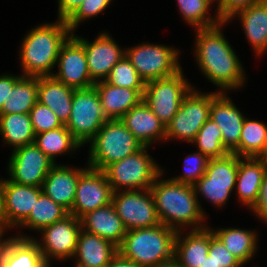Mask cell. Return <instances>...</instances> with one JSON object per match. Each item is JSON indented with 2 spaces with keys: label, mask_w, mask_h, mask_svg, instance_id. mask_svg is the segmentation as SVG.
<instances>
[{
  "label": "cell",
  "mask_w": 267,
  "mask_h": 267,
  "mask_svg": "<svg viewBox=\"0 0 267 267\" xmlns=\"http://www.w3.org/2000/svg\"><path fill=\"white\" fill-rule=\"evenodd\" d=\"M219 25L196 29L195 58L202 74L216 87L219 92L235 90L244 86L246 81L243 65L229 44Z\"/></svg>",
  "instance_id": "cell-1"
},
{
  "label": "cell",
  "mask_w": 267,
  "mask_h": 267,
  "mask_svg": "<svg viewBox=\"0 0 267 267\" xmlns=\"http://www.w3.org/2000/svg\"><path fill=\"white\" fill-rule=\"evenodd\" d=\"M163 172L164 170L150 188L160 223L183 232L187 226L193 227L192 230L208 227L203 223L206 220L205 212L198 201L194 186L182 184L171 178L163 180Z\"/></svg>",
  "instance_id": "cell-2"
},
{
  "label": "cell",
  "mask_w": 267,
  "mask_h": 267,
  "mask_svg": "<svg viewBox=\"0 0 267 267\" xmlns=\"http://www.w3.org/2000/svg\"><path fill=\"white\" fill-rule=\"evenodd\" d=\"M72 35L67 23L59 20L30 30L22 40L20 62L23 76H52L61 46Z\"/></svg>",
  "instance_id": "cell-3"
},
{
  "label": "cell",
  "mask_w": 267,
  "mask_h": 267,
  "mask_svg": "<svg viewBox=\"0 0 267 267\" xmlns=\"http://www.w3.org/2000/svg\"><path fill=\"white\" fill-rule=\"evenodd\" d=\"M177 233L163 224L130 230L118 252L139 267H163L175 258Z\"/></svg>",
  "instance_id": "cell-4"
},
{
  "label": "cell",
  "mask_w": 267,
  "mask_h": 267,
  "mask_svg": "<svg viewBox=\"0 0 267 267\" xmlns=\"http://www.w3.org/2000/svg\"><path fill=\"white\" fill-rule=\"evenodd\" d=\"M88 143L90 149L87 166L99 170L144 147L120 119H108Z\"/></svg>",
  "instance_id": "cell-5"
},
{
  "label": "cell",
  "mask_w": 267,
  "mask_h": 267,
  "mask_svg": "<svg viewBox=\"0 0 267 267\" xmlns=\"http://www.w3.org/2000/svg\"><path fill=\"white\" fill-rule=\"evenodd\" d=\"M148 146L133 155L107 165L103 172L113 192L150 189L163 168L149 155Z\"/></svg>",
  "instance_id": "cell-6"
},
{
  "label": "cell",
  "mask_w": 267,
  "mask_h": 267,
  "mask_svg": "<svg viewBox=\"0 0 267 267\" xmlns=\"http://www.w3.org/2000/svg\"><path fill=\"white\" fill-rule=\"evenodd\" d=\"M125 49L126 57L145 83L173 76L183 70L178 60L180 50L176 48L145 42Z\"/></svg>",
  "instance_id": "cell-7"
},
{
  "label": "cell",
  "mask_w": 267,
  "mask_h": 267,
  "mask_svg": "<svg viewBox=\"0 0 267 267\" xmlns=\"http://www.w3.org/2000/svg\"><path fill=\"white\" fill-rule=\"evenodd\" d=\"M192 88L181 70L173 76L146 82L142 99L167 126Z\"/></svg>",
  "instance_id": "cell-8"
},
{
  "label": "cell",
  "mask_w": 267,
  "mask_h": 267,
  "mask_svg": "<svg viewBox=\"0 0 267 267\" xmlns=\"http://www.w3.org/2000/svg\"><path fill=\"white\" fill-rule=\"evenodd\" d=\"M107 120L94 86L74 90L72 111L65 126L81 146L88 143Z\"/></svg>",
  "instance_id": "cell-9"
},
{
  "label": "cell",
  "mask_w": 267,
  "mask_h": 267,
  "mask_svg": "<svg viewBox=\"0 0 267 267\" xmlns=\"http://www.w3.org/2000/svg\"><path fill=\"white\" fill-rule=\"evenodd\" d=\"M239 156L233 153L210 158L205 174L194 185L195 193L217 207H223L236 187Z\"/></svg>",
  "instance_id": "cell-10"
},
{
  "label": "cell",
  "mask_w": 267,
  "mask_h": 267,
  "mask_svg": "<svg viewBox=\"0 0 267 267\" xmlns=\"http://www.w3.org/2000/svg\"><path fill=\"white\" fill-rule=\"evenodd\" d=\"M212 92L202 93L195 87L185 96L180 108L166 126L165 141L180 139L193 142L203 124L210 118Z\"/></svg>",
  "instance_id": "cell-11"
},
{
  "label": "cell",
  "mask_w": 267,
  "mask_h": 267,
  "mask_svg": "<svg viewBox=\"0 0 267 267\" xmlns=\"http://www.w3.org/2000/svg\"><path fill=\"white\" fill-rule=\"evenodd\" d=\"M81 230L80 219L69 214L64 219L44 227L39 231L42 234V243L33 236H26V234L25 236L18 234L17 237L32 238L39 247L45 262L51 266V258L62 261L73 258Z\"/></svg>",
  "instance_id": "cell-12"
},
{
  "label": "cell",
  "mask_w": 267,
  "mask_h": 267,
  "mask_svg": "<svg viewBox=\"0 0 267 267\" xmlns=\"http://www.w3.org/2000/svg\"><path fill=\"white\" fill-rule=\"evenodd\" d=\"M112 204L126 231L161 224L150 189L113 192Z\"/></svg>",
  "instance_id": "cell-13"
},
{
  "label": "cell",
  "mask_w": 267,
  "mask_h": 267,
  "mask_svg": "<svg viewBox=\"0 0 267 267\" xmlns=\"http://www.w3.org/2000/svg\"><path fill=\"white\" fill-rule=\"evenodd\" d=\"M8 163L10 181L36 187H42L55 164L34 143L13 150Z\"/></svg>",
  "instance_id": "cell-14"
},
{
  "label": "cell",
  "mask_w": 267,
  "mask_h": 267,
  "mask_svg": "<svg viewBox=\"0 0 267 267\" xmlns=\"http://www.w3.org/2000/svg\"><path fill=\"white\" fill-rule=\"evenodd\" d=\"M113 190L103 170L87 167L79 176L69 214L81 218L86 213L112 203Z\"/></svg>",
  "instance_id": "cell-15"
},
{
  "label": "cell",
  "mask_w": 267,
  "mask_h": 267,
  "mask_svg": "<svg viewBox=\"0 0 267 267\" xmlns=\"http://www.w3.org/2000/svg\"><path fill=\"white\" fill-rule=\"evenodd\" d=\"M72 36L84 47L91 80L96 83L105 81L113 66L125 55V50L108 33H100L89 42L72 33Z\"/></svg>",
  "instance_id": "cell-16"
},
{
  "label": "cell",
  "mask_w": 267,
  "mask_h": 267,
  "mask_svg": "<svg viewBox=\"0 0 267 267\" xmlns=\"http://www.w3.org/2000/svg\"><path fill=\"white\" fill-rule=\"evenodd\" d=\"M58 72L53 77L74 89L94 86L88 71L84 47L71 35L61 46L57 63Z\"/></svg>",
  "instance_id": "cell-17"
},
{
  "label": "cell",
  "mask_w": 267,
  "mask_h": 267,
  "mask_svg": "<svg viewBox=\"0 0 267 267\" xmlns=\"http://www.w3.org/2000/svg\"><path fill=\"white\" fill-rule=\"evenodd\" d=\"M225 93L228 91L212 92L210 119L219 126L226 150L239 156V139L245 116Z\"/></svg>",
  "instance_id": "cell-18"
},
{
  "label": "cell",
  "mask_w": 267,
  "mask_h": 267,
  "mask_svg": "<svg viewBox=\"0 0 267 267\" xmlns=\"http://www.w3.org/2000/svg\"><path fill=\"white\" fill-rule=\"evenodd\" d=\"M5 212L11 229L19 227L28 217L43 193L42 187L16 184L9 179H1Z\"/></svg>",
  "instance_id": "cell-19"
},
{
  "label": "cell",
  "mask_w": 267,
  "mask_h": 267,
  "mask_svg": "<svg viewBox=\"0 0 267 267\" xmlns=\"http://www.w3.org/2000/svg\"><path fill=\"white\" fill-rule=\"evenodd\" d=\"M120 120L143 146L149 147L154 142L165 141L166 126L143 99L123 115Z\"/></svg>",
  "instance_id": "cell-20"
},
{
  "label": "cell",
  "mask_w": 267,
  "mask_h": 267,
  "mask_svg": "<svg viewBox=\"0 0 267 267\" xmlns=\"http://www.w3.org/2000/svg\"><path fill=\"white\" fill-rule=\"evenodd\" d=\"M86 168H73L55 163L42 184L43 193L70 211L76 194L79 176Z\"/></svg>",
  "instance_id": "cell-21"
},
{
  "label": "cell",
  "mask_w": 267,
  "mask_h": 267,
  "mask_svg": "<svg viewBox=\"0 0 267 267\" xmlns=\"http://www.w3.org/2000/svg\"><path fill=\"white\" fill-rule=\"evenodd\" d=\"M266 172V157H239L236 195L237 199L249 209L258 199L260 186Z\"/></svg>",
  "instance_id": "cell-22"
},
{
  "label": "cell",
  "mask_w": 267,
  "mask_h": 267,
  "mask_svg": "<svg viewBox=\"0 0 267 267\" xmlns=\"http://www.w3.org/2000/svg\"><path fill=\"white\" fill-rule=\"evenodd\" d=\"M0 267H50L32 238H0Z\"/></svg>",
  "instance_id": "cell-23"
},
{
  "label": "cell",
  "mask_w": 267,
  "mask_h": 267,
  "mask_svg": "<svg viewBox=\"0 0 267 267\" xmlns=\"http://www.w3.org/2000/svg\"><path fill=\"white\" fill-rule=\"evenodd\" d=\"M183 234L182 230L177 233L174 261L181 267H202L209 253L210 238L214 235L211 227L191 229L185 237Z\"/></svg>",
  "instance_id": "cell-24"
},
{
  "label": "cell",
  "mask_w": 267,
  "mask_h": 267,
  "mask_svg": "<svg viewBox=\"0 0 267 267\" xmlns=\"http://www.w3.org/2000/svg\"><path fill=\"white\" fill-rule=\"evenodd\" d=\"M82 229L110 241L119 247L126 234V228L111 203L90 211L80 218Z\"/></svg>",
  "instance_id": "cell-25"
},
{
  "label": "cell",
  "mask_w": 267,
  "mask_h": 267,
  "mask_svg": "<svg viewBox=\"0 0 267 267\" xmlns=\"http://www.w3.org/2000/svg\"><path fill=\"white\" fill-rule=\"evenodd\" d=\"M117 253L113 243L82 229L73 257L78 267H107Z\"/></svg>",
  "instance_id": "cell-26"
},
{
  "label": "cell",
  "mask_w": 267,
  "mask_h": 267,
  "mask_svg": "<svg viewBox=\"0 0 267 267\" xmlns=\"http://www.w3.org/2000/svg\"><path fill=\"white\" fill-rule=\"evenodd\" d=\"M103 113L107 119H120L143 98L144 89L112 86L106 81L96 82Z\"/></svg>",
  "instance_id": "cell-27"
},
{
  "label": "cell",
  "mask_w": 267,
  "mask_h": 267,
  "mask_svg": "<svg viewBox=\"0 0 267 267\" xmlns=\"http://www.w3.org/2000/svg\"><path fill=\"white\" fill-rule=\"evenodd\" d=\"M237 15V16H236ZM239 17L242 27L257 56L267 52V0H261L240 10L226 23Z\"/></svg>",
  "instance_id": "cell-28"
},
{
  "label": "cell",
  "mask_w": 267,
  "mask_h": 267,
  "mask_svg": "<svg viewBox=\"0 0 267 267\" xmlns=\"http://www.w3.org/2000/svg\"><path fill=\"white\" fill-rule=\"evenodd\" d=\"M74 90L53 76L38 77V102L49 107L63 125L72 111Z\"/></svg>",
  "instance_id": "cell-29"
},
{
  "label": "cell",
  "mask_w": 267,
  "mask_h": 267,
  "mask_svg": "<svg viewBox=\"0 0 267 267\" xmlns=\"http://www.w3.org/2000/svg\"><path fill=\"white\" fill-rule=\"evenodd\" d=\"M214 235L223 243L226 249L243 265L256 254L258 233L240 228L212 229Z\"/></svg>",
  "instance_id": "cell-30"
},
{
  "label": "cell",
  "mask_w": 267,
  "mask_h": 267,
  "mask_svg": "<svg viewBox=\"0 0 267 267\" xmlns=\"http://www.w3.org/2000/svg\"><path fill=\"white\" fill-rule=\"evenodd\" d=\"M38 101V77L23 76L5 100L0 114H28Z\"/></svg>",
  "instance_id": "cell-31"
},
{
  "label": "cell",
  "mask_w": 267,
  "mask_h": 267,
  "mask_svg": "<svg viewBox=\"0 0 267 267\" xmlns=\"http://www.w3.org/2000/svg\"><path fill=\"white\" fill-rule=\"evenodd\" d=\"M0 135L5 144L16 148L34 143L35 133L28 114H0Z\"/></svg>",
  "instance_id": "cell-32"
},
{
  "label": "cell",
  "mask_w": 267,
  "mask_h": 267,
  "mask_svg": "<svg viewBox=\"0 0 267 267\" xmlns=\"http://www.w3.org/2000/svg\"><path fill=\"white\" fill-rule=\"evenodd\" d=\"M34 144L54 163L55 157L64 153H74L81 144L73 137L65 125L54 130L35 134Z\"/></svg>",
  "instance_id": "cell-33"
},
{
  "label": "cell",
  "mask_w": 267,
  "mask_h": 267,
  "mask_svg": "<svg viewBox=\"0 0 267 267\" xmlns=\"http://www.w3.org/2000/svg\"><path fill=\"white\" fill-rule=\"evenodd\" d=\"M68 215L67 209L42 193L35 202L29 217L19 227L39 232L44 227L60 221Z\"/></svg>",
  "instance_id": "cell-34"
},
{
  "label": "cell",
  "mask_w": 267,
  "mask_h": 267,
  "mask_svg": "<svg viewBox=\"0 0 267 267\" xmlns=\"http://www.w3.org/2000/svg\"><path fill=\"white\" fill-rule=\"evenodd\" d=\"M267 156V125L260 121L244 119L240 139L239 157Z\"/></svg>",
  "instance_id": "cell-35"
},
{
  "label": "cell",
  "mask_w": 267,
  "mask_h": 267,
  "mask_svg": "<svg viewBox=\"0 0 267 267\" xmlns=\"http://www.w3.org/2000/svg\"><path fill=\"white\" fill-rule=\"evenodd\" d=\"M216 0H177L183 20L196 29H206L219 25L222 21L216 14L208 15L211 5ZM209 9V10H208Z\"/></svg>",
  "instance_id": "cell-36"
},
{
  "label": "cell",
  "mask_w": 267,
  "mask_h": 267,
  "mask_svg": "<svg viewBox=\"0 0 267 267\" xmlns=\"http://www.w3.org/2000/svg\"><path fill=\"white\" fill-rule=\"evenodd\" d=\"M193 143L209 159L222 158L229 154L223 145L219 126L210 118L200 128Z\"/></svg>",
  "instance_id": "cell-37"
},
{
  "label": "cell",
  "mask_w": 267,
  "mask_h": 267,
  "mask_svg": "<svg viewBox=\"0 0 267 267\" xmlns=\"http://www.w3.org/2000/svg\"><path fill=\"white\" fill-rule=\"evenodd\" d=\"M105 81L112 86L129 89H145L146 84L126 55L113 66Z\"/></svg>",
  "instance_id": "cell-38"
},
{
  "label": "cell",
  "mask_w": 267,
  "mask_h": 267,
  "mask_svg": "<svg viewBox=\"0 0 267 267\" xmlns=\"http://www.w3.org/2000/svg\"><path fill=\"white\" fill-rule=\"evenodd\" d=\"M208 161L209 158L200 151L188 154L184 159L183 175L171 177V179L185 185L194 186L205 174Z\"/></svg>",
  "instance_id": "cell-39"
},
{
  "label": "cell",
  "mask_w": 267,
  "mask_h": 267,
  "mask_svg": "<svg viewBox=\"0 0 267 267\" xmlns=\"http://www.w3.org/2000/svg\"><path fill=\"white\" fill-rule=\"evenodd\" d=\"M29 115L35 134L54 130L63 126L57 115L49 107L38 101L29 112Z\"/></svg>",
  "instance_id": "cell-40"
},
{
  "label": "cell",
  "mask_w": 267,
  "mask_h": 267,
  "mask_svg": "<svg viewBox=\"0 0 267 267\" xmlns=\"http://www.w3.org/2000/svg\"><path fill=\"white\" fill-rule=\"evenodd\" d=\"M112 0H84L79 8L65 21L74 33L80 22L99 15L110 5Z\"/></svg>",
  "instance_id": "cell-41"
},
{
  "label": "cell",
  "mask_w": 267,
  "mask_h": 267,
  "mask_svg": "<svg viewBox=\"0 0 267 267\" xmlns=\"http://www.w3.org/2000/svg\"><path fill=\"white\" fill-rule=\"evenodd\" d=\"M208 256H212V259L218 267L243 266V264L226 249L223 243L215 235L210 238Z\"/></svg>",
  "instance_id": "cell-42"
},
{
  "label": "cell",
  "mask_w": 267,
  "mask_h": 267,
  "mask_svg": "<svg viewBox=\"0 0 267 267\" xmlns=\"http://www.w3.org/2000/svg\"><path fill=\"white\" fill-rule=\"evenodd\" d=\"M261 0H217L216 14L222 22H227L233 15Z\"/></svg>",
  "instance_id": "cell-43"
},
{
  "label": "cell",
  "mask_w": 267,
  "mask_h": 267,
  "mask_svg": "<svg viewBox=\"0 0 267 267\" xmlns=\"http://www.w3.org/2000/svg\"><path fill=\"white\" fill-rule=\"evenodd\" d=\"M251 210L255 213V215L267 223V172L265 173L258 195V199Z\"/></svg>",
  "instance_id": "cell-44"
},
{
  "label": "cell",
  "mask_w": 267,
  "mask_h": 267,
  "mask_svg": "<svg viewBox=\"0 0 267 267\" xmlns=\"http://www.w3.org/2000/svg\"><path fill=\"white\" fill-rule=\"evenodd\" d=\"M23 77V75L15 76L12 74H3L0 75V111L4 105L9 91L13 89V86Z\"/></svg>",
  "instance_id": "cell-45"
},
{
  "label": "cell",
  "mask_w": 267,
  "mask_h": 267,
  "mask_svg": "<svg viewBox=\"0 0 267 267\" xmlns=\"http://www.w3.org/2000/svg\"><path fill=\"white\" fill-rule=\"evenodd\" d=\"M84 0H58V19L66 21Z\"/></svg>",
  "instance_id": "cell-46"
},
{
  "label": "cell",
  "mask_w": 267,
  "mask_h": 267,
  "mask_svg": "<svg viewBox=\"0 0 267 267\" xmlns=\"http://www.w3.org/2000/svg\"><path fill=\"white\" fill-rule=\"evenodd\" d=\"M11 225L8 223V218L5 212L4 197L1 188V179H0V238L4 236L3 233L7 229H10Z\"/></svg>",
  "instance_id": "cell-47"
},
{
  "label": "cell",
  "mask_w": 267,
  "mask_h": 267,
  "mask_svg": "<svg viewBox=\"0 0 267 267\" xmlns=\"http://www.w3.org/2000/svg\"><path fill=\"white\" fill-rule=\"evenodd\" d=\"M107 267H139L134 262L123 257L119 252L113 257Z\"/></svg>",
  "instance_id": "cell-48"
},
{
  "label": "cell",
  "mask_w": 267,
  "mask_h": 267,
  "mask_svg": "<svg viewBox=\"0 0 267 267\" xmlns=\"http://www.w3.org/2000/svg\"><path fill=\"white\" fill-rule=\"evenodd\" d=\"M202 267H218V265L212 259V256L205 257Z\"/></svg>",
  "instance_id": "cell-49"
},
{
  "label": "cell",
  "mask_w": 267,
  "mask_h": 267,
  "mask_svg": "<svg viewBox=\"0 0 267 267\" xmlns=\"http://www.w3.org/2000/svg\"><path fill=\"white\" fill-rule=\"evenodd\" d=\"M163 267H181V266L173 260L172 262H169Z\"/></svg>",
  "instance_id": "cell-50"
}]
</instances>
